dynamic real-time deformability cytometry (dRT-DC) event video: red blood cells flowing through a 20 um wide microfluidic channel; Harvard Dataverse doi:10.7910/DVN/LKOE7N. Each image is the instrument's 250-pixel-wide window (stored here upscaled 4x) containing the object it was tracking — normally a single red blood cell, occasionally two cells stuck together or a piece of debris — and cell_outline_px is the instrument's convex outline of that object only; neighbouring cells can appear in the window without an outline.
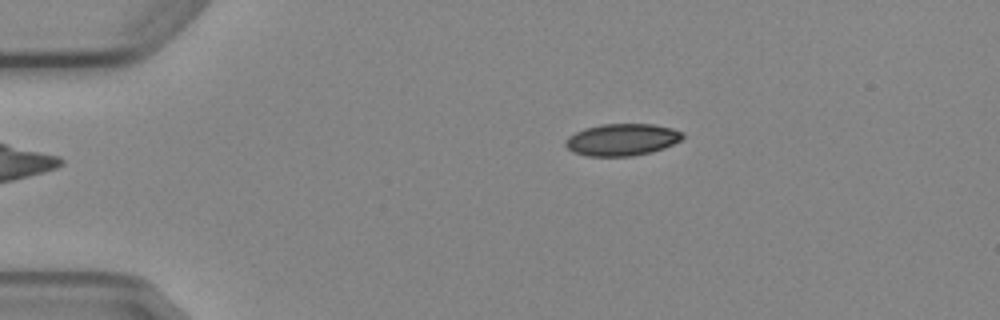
{"species": "Egyptian fruit bat (a non-hibernating species)", "species_latin": "Rousettus aegyptiacus", "temperature_condition": "cold", "stored_images_in_passage": 3, "camera_frame_rate_fps": 3000, "um_per_image_px": 0.085, "animal": {"sex": "female"}, "frame": {"image": 1, "passage_image": 3, "time_ms": 2.333, "image_size_px": [1000, 320], "cell_outline_px": [[684, 136], [680, 140], [664, 148], [652, 152], [632, 156], [588, 156], [572, 152], [564, 144], [564, 140], [568, 136], [584, 128], [600, 124], [652, 124], [672, 128], [684, 132]], "centroid_in_image_um": [52.85, 11.87], "position_along_channel_um": 32.1, "area_um2": 21.96}}